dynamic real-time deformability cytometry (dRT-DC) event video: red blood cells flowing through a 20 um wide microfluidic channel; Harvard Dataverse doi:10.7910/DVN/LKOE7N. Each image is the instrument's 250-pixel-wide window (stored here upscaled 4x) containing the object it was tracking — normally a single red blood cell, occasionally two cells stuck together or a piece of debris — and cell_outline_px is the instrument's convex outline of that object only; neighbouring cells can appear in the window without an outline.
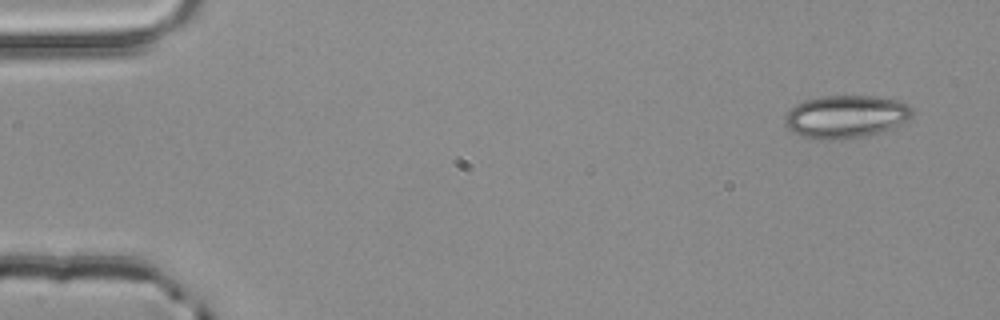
{"species": "common noctule bat (a hibernating species)", "species_latin": "Nyctalus noctula", "temperature_condition": "room temperature", "stored_images_in_passage": 4, "camera_frame_rate_fps": 3000, "um_per_image_px": 0.085, "animal": {"sex": "male", "body_mass_g": 20.4}, "frame": {"image": 1, "passage_image": 1, "time_ms": 0.0, "image_size_px": [1000, 320], "cell_outline_px": [[912, 116], [908, 120], [900, 124], [868, 136], [840, 140], [820, 140], [804, 136], [792, 132], [788, 128], [784, 120], [784, 116], [796, 104], [804, 100], [820, 96], [872, 96], [904, 100], [912, 108]], "centroid_in_image_um": [71.91, 9.91], "position_along_channel_um": 13.1, "area_um2": 32.08}}